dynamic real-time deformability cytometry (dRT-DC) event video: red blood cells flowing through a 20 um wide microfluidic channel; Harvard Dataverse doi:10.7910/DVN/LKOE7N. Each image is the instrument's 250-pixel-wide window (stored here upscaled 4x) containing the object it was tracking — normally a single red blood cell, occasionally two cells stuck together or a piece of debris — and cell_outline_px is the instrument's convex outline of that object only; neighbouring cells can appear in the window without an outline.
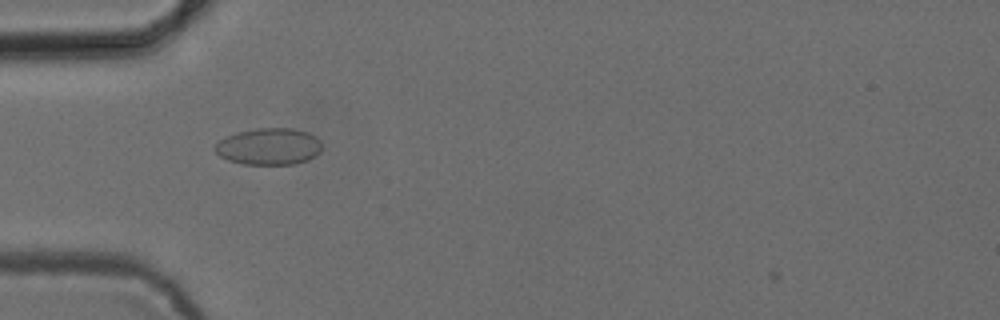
{"species": "common noctule bat (a hibernating species)", "species_latin": "Nyctalus noctula", "temperature_condition": "cold", "stored_images_in_passage": 38, "camera_frame_rate_fps": 3000, "um_per_image_px": 0.085, "animal": {"sex": "female", "body_mass_g": 24.6, "forearm_length_mm": 56.2}, "frame": {"image": 1, "passage_image": 1, "time_ms": 0.0, "image_size_px": [1000, 320], "cell_outline_px": [[320, 152], [308, 160], [296, 164], [244, 164], [228, 160], [220, 156], [212, 148], [224, 136], [236, 132], [256, 128], [292, 128], [308, 132], [316, 136], [320, 140]], "centroid_in_image_um": [22.84, 12.44], "position_along_channel_um": 62.2, "area_um2": 23.06}}
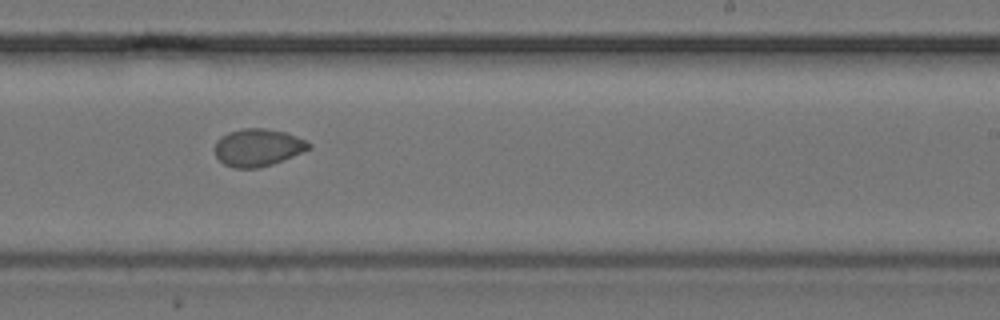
{"frame": {"image": 2, "passage_image": 17, "time_ms": 5.333, "image_size_px": [1000, 320], "cell_outline_px": [[312, 148], [272, 164], [260, 168], [232, 168], [224, 164], [216, 156], [216, 140], [220, 136], [228, 132], [244, 128], [268, 128], [288, 132], [312, 144]], "centroid_in_image_um": [21.92, 12.53], "position_along_channel_um": 267.1, "area_um2": 20.63}}
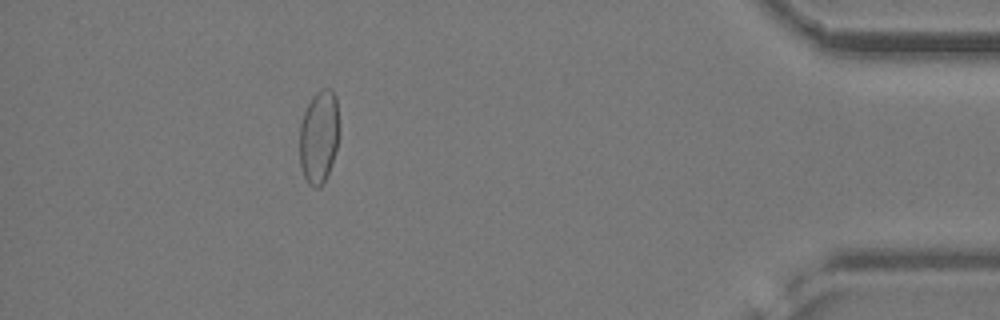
{"frame": {"image": 3, "passage_image": 32, "time_ms": 10.333, "image_size_px": [1000, 320], "cell_outline_px": [[336, 148], [328, 172], [320, 188], [316, 188], [308, 184], [304, 176], [300, 164], [300, 124], [304, 112], [312, 96], [320, 88], [332, 88], [336, 96]], "centroid_in_image_um": [27.06, 11.61], "position_along_channel_um": 408.1, "area_um2": 20.92}}